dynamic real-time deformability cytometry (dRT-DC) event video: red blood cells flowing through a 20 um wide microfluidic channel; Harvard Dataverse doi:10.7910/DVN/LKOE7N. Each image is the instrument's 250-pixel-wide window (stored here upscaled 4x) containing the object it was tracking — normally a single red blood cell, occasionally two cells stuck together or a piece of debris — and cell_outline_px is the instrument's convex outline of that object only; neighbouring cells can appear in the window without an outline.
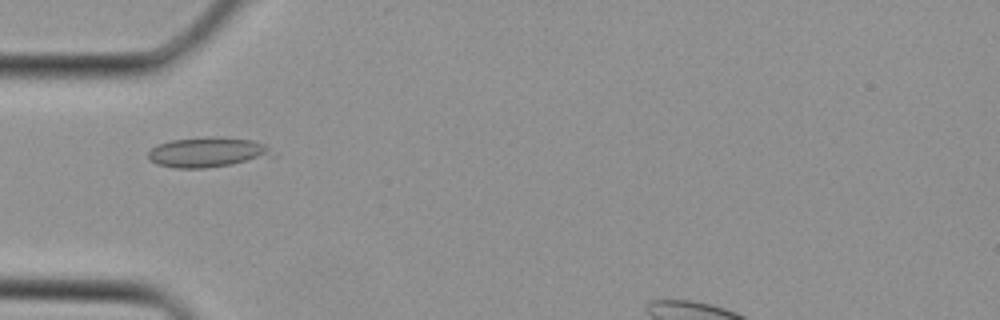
{"species": "Egyptian fruit bat (a non-hibernating species)", "species_latin": "Rousettus aegyptiacus", "temperature_condition": "cold", "stored_images_in_passage": 4, "camera_frame_rate_fps": 3000, "um_per_image_px": 0.085, "animal": {"sex": "female"}, "frame": {"image": 1, "passage_image": 4, "time_ms": 1.0, "image_size_px": [1000, 320], "cell_outline_px": [[280, 156], [232, 164], [204, 168], [172, 168], [156, 164], [148, 160], [148, 152], [156, 144], [172, 140], [204, 136], [220, 136], [252, 140], [268, 144], [280, 152]], "centroid_in_image_um": [17.77, 12.93], "position_along_channel_um": 67.2, "area_um2": 22.72}}